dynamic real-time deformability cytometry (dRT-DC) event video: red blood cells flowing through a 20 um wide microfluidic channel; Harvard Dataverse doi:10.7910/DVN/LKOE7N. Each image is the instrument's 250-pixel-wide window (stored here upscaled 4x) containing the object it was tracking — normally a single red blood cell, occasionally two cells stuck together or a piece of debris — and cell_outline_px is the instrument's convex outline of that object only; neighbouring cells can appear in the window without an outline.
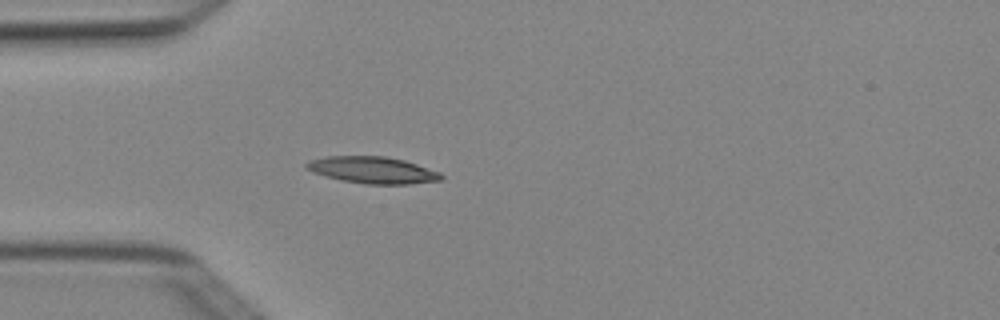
{"species": "Egyptian fruit bat (a non-hibernating species)", "species_latin": "Rousettus aegyptiacus", "temperature_condition": "cold", "stored_images_in_passage": 2, "camera_frame_rate_fps": 3000, "um_per_image_px": 0.085, "animal": {"sex": "female"}, "frame": {"image": 1, "passage_image": 2, "time_ms": 0.333, "image_size_px": [1000, 320], "cell_outline_px": [[444, 180], [408, 184], [364, 184], [340, 180], [304, 168], [304, 164], [308, 160], [328, 156], [384, 156], [404, 160], [440, 172], [444, 176]], "centroid_in_image_um": [31.69, 14.45], "position_along_channel_um": 53.3, "area_um2": 20.98}}